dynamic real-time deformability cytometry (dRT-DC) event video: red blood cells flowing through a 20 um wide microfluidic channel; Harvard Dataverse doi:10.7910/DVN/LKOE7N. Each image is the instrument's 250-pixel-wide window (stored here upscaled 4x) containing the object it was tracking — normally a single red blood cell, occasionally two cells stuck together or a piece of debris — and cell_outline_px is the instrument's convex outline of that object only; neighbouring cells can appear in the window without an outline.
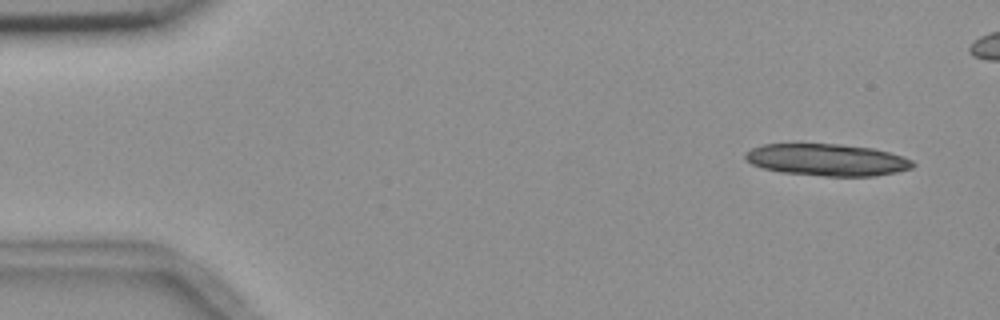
{"species": "common noctule bat (a hibernating species)", "species_latin": "Nyctalus noctula", "temperature_condition": "room temperature", "stored_images_in_passage": 5, "camera_frame_rate_fps": 3000, "um_per_image_px": 0.085, "animal": {"sex": "female", "body_mass_g": 18.4}, "frame": {"image": 1, "passage_image": 1, "time_ms": 0.0, "image_size_px": [1000, 320], "cell_outline_px": [[916, 164], [912, 168], [896, 172], [876, 176], [824, 176], [780, 172], [760, 168], [752, 164], [744, 156], [744, 152], [752, 148], [764, 144], [840, 144], [872, 148], [904, 156], [912, 160]], "centroid_in_image_um": [70.3, 13.59], "position_along_channel_um": 14.7, "area_um2": 31.33}}